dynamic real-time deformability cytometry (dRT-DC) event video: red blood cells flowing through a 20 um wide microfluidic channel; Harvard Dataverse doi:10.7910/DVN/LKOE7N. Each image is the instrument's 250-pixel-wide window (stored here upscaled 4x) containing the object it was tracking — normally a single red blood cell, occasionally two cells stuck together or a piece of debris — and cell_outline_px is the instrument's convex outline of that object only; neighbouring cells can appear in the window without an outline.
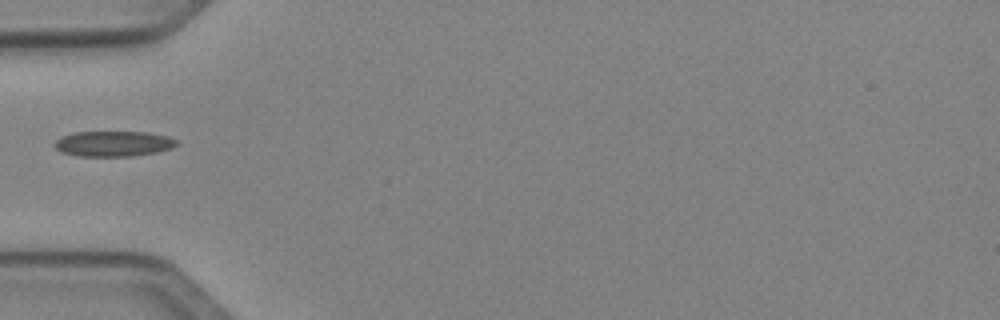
{"species": "Egyptian fruit bat (a non-hibernating species)", "species_latin": "Rousettus aegyptiacus", "temperature_condition": "cold", "stored_images_in_passage": 7, "camera_frame_rate_fps": 3000, "um_per_image_px": 0.085, "animal": {"sex": "female"}, "frame": {"image": 1, "passage_image": 1, "time_ms": 0.0, "image_size_px": [1000, 320], "cell_outline_px": [[172, 144], [160, 148], [144, 152], [72, 152], [60, 148], [56, 144], [60, 140], [68, 136], [88, 132], [128, 132], [152, 136], [168, 140]], "centroid_in_image_um": [9.48, 12.12], "position_along_channel_um": 75.5, "area_um2": 13.41}}